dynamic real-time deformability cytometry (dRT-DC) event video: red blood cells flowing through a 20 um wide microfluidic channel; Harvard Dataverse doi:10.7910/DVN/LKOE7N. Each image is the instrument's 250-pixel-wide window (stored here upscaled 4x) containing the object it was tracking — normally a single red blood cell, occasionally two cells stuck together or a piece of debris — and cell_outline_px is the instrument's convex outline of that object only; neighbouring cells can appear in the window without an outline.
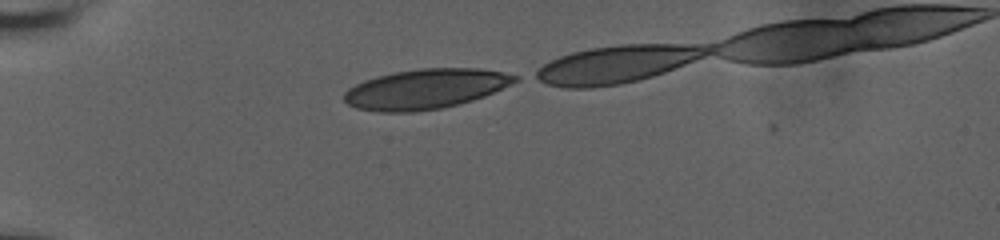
{"species": "human", "species_latin": "Homo sapiens", "temperature_condition": "room temperature", "stored_images_in_passage": 35, "camera_frame_rate_fps": 3000, "um_per_image_px": 0.085, "donor": {"sex": "male"}, "frame": {"image": 1, "passage_image": 1, "time_ms": 0.0, "image_size_px": [1000, 240], "cell_outline_px": [[520, 80], [484, 96], [460, 104], [440, 108], [412, 112], [380, 112], [356, 108], [348, 104], [344, 100], [344, 92], [348, 88], [364, 80], [376, 76], [392, 72], [420, 68], [480, 68], [520, 76]], "centroid_in_image_um": [36.15, 7.55], "position_along_channel_um": 48.8, "area_um2": 39.77}}
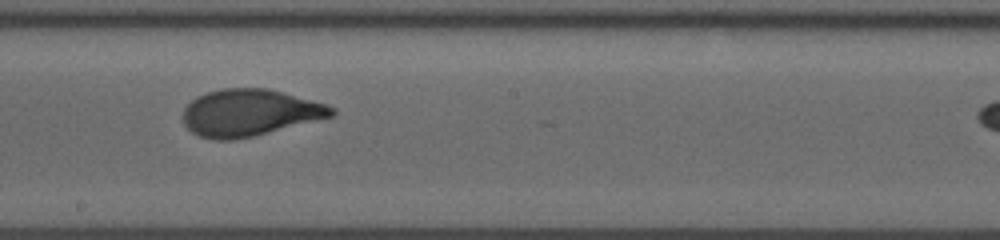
{"frame": {"image": 2, "passage_image": 18, "time_ms": 5.667, "image_size_px": [1000, 240], "cell_outline_px": [[336, 116], [252, 136], [232, 140], [216, 140], [200, 136], [192, 132], [184, 124], [184, 108], [196, 96], [208, 92], [224, 88], [268, 88], [328, 104], [336, 108]], "centroid_in_image_um": [21.27, 9.57], "position_along_channel_um": 226.9, "area_um2": 40.58}}
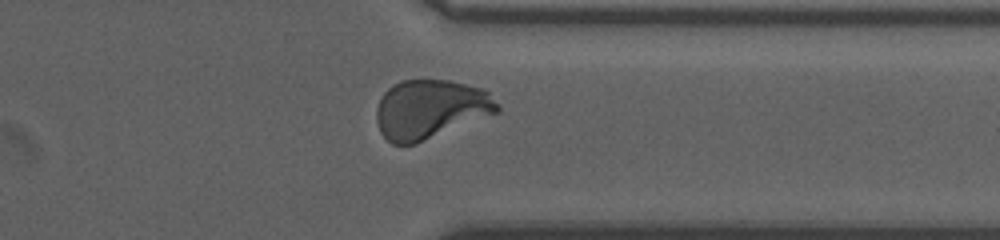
{"frame": {"image": 3, "passage_image": 30, "time_ms": 9.667, "image_size_px": [1000, 240], "cell_outline_px": [[500, 112], [416, 144], [392, 144], [380, 132], [376, 120], [376, 108], [384, 92], [392, 84], [400, 80], [448, 80], [484, 88], [500, 104]], "centroid_in_image_um": [36.6, 9.28], "position_along_channel_um": 374.8, "area_um2": 41.96}}